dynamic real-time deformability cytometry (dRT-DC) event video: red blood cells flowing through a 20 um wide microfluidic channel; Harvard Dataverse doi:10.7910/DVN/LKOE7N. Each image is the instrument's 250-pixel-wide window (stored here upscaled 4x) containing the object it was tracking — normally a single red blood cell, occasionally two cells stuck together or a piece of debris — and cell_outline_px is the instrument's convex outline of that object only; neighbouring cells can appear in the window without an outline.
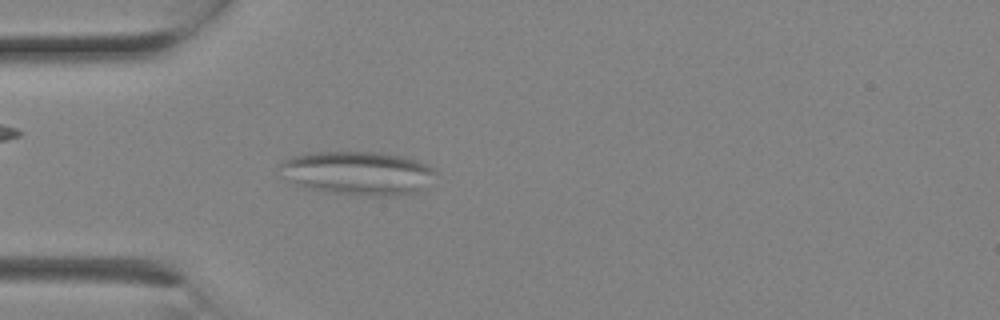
{"species": "Egyptian fruit bat (a non-hibernating species)", "species_latin": "Rousettus aegyptiacus", "temperature_condition": "room temperature", "stored_images_in_passage": 1, "camera_frame_rate_fps": 3000, "um_per_image_px": 0.085, "animal": {"sex": "female"}, "frame": {"image": 1, "passage_image": 1, "time_ms": 0.0, "image_size_px": [1000, 320], "cell_outline_px": [[436, 172], [416, 192], [396, 196], [356, 196], [328, 192], [304, 188], [280, 176], [280, 164], [284, 160], [308, 152], [380, 152], [400, 156], [416, 160], [428, 164]], "centroid_in_image_um": [30.34, 14.72], "position_along_channel_um": 54.7, "area_um2": 39.65}}